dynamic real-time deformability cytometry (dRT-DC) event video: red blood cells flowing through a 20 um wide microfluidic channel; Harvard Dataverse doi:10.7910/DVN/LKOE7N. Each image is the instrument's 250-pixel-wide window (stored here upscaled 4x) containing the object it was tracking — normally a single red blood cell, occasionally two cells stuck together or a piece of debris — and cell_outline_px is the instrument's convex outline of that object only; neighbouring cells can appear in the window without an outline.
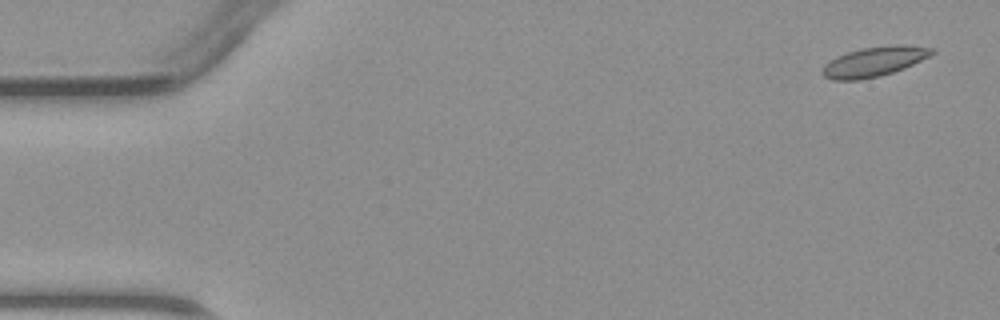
{"species": "common noctule bat (a hibernating species)", "species_latin": "Nyctalus noctula", "temperature_condition": "warm", "stored_images_in_passage": 4, "camera_frame_rate_fps": 3000, "um_per_image_px": 0.085, "animal": {"sex": "male", "body_mass_g": 23.1, "forearm_length_mm": 52.7}, "frame": {"image": 1, "passage_image": 1, "time_ms": 0.0, "image_size_px": [1000, 320], "cell_outline_px": [[936, 52], [904, 68], [880, 76], [860, 80], [832, 80], [824, 76], [824, 64], [836, 56], [860, 48], [896, 44], [904, 44], [936, 48]], "centroid_in_image_um": [74.33, 5.22], "position_along_channel_um": 10.7, "area_um2": 18.96}}